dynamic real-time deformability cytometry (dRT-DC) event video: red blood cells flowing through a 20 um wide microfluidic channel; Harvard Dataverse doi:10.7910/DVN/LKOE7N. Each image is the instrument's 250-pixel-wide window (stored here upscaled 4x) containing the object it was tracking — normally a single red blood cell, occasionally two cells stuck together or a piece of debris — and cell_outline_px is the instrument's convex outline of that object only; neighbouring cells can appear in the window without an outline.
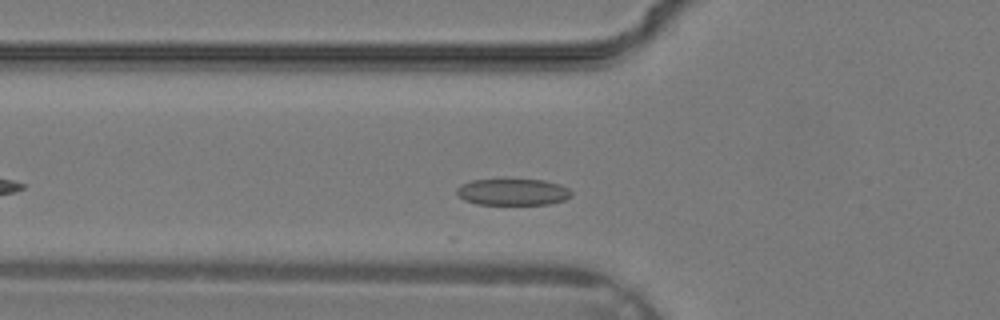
{"species": "common noctule bat (a hibernating species)", "species_latin": "Nyctalus noctula", "temperature_condition": "warm", "stored_images_in_passage": 12, "camera_frame_rate_fps": 3000, "um_per_image_px": 0.085, "animal": {"sex": "male", "body_mass_g": 19.2, "forearm_length_mm": 51.8}, "frame": {"image": 1, "passage_image": 6, "time_ms": 1.667, "image_size_px": [1000, 320], "cell_outline_px": [[572, 196], [564, 200], [548, 204], [476, 204], [464, 200], [456, 192], [456, 188], [460, 184], [472, 180], [504, 176], [544, 180], [560, 184], [568, 188], [572, 192]], "centroid_in_image_um": [43.56, 16.26], "position_along_channel_um": 82.2, "area_um2": 18.73}}
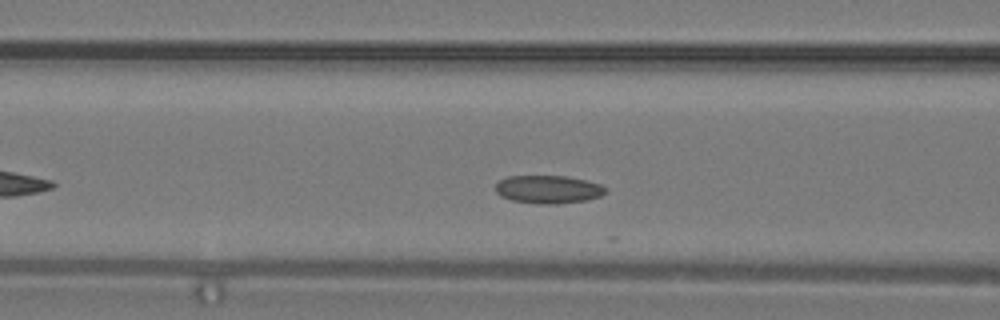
{"frame": {"image": 2, "passage_image": 8, "time_ms": 2.333, "image_size_px": [1000, 320], "cell_outline_px": [[608, 192], [600, 196], [588, 200], [556, 204], [536, 204], [512, 200], [500, 196], [496, 192], [496, 184], [500, 180], [508, 176], [568, 176], [600, 184], [608, 188]], "centroid_in_image_um": [46.63, 16.1], "position_along_channel_um": 120.0, "area_um2": 18.15}}